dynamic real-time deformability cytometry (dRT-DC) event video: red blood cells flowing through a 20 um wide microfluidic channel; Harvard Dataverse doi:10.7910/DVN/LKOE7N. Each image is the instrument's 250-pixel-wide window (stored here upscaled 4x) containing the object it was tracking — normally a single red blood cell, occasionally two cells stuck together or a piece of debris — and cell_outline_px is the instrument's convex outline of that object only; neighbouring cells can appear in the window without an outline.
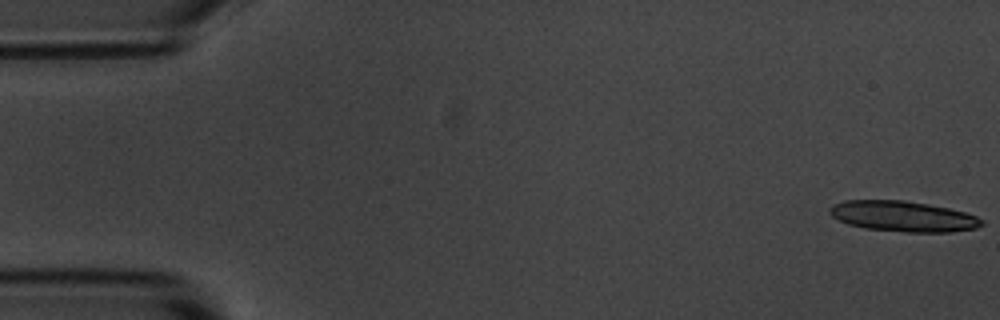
{"species": "common noctule bat (a hibernating species)", "species_latin": "Nyctalus noctula", "temperature_condition": "room temperature", "stored_images_in_passage": 11, "camera_frame_rate_fps": 3000, "um_per_image_px": 0.085, "animal": {"sex": "male", "body_mass_g": 20.1, "forearm_length_mm": 53.5}, "frame": {"image": 1, "passage_image": 1, "time_ms": 0.0, "image_size_px": [1000, 320], "cell_outline_px": [[984, 224], [976, 228], [952, 232], [904, 232], [864, 228], [848, 224], [832, 216], [828, 212], [828, 208], [832, 204], [844, 200], [904, 200], [928, 204], [948, 208], [964, 212], [976, 216], [984, 220]], "centroid_in_image_um": [76.74, 18.38], "position_along_channel_um": 8.3, "area_um2": 27.22}}
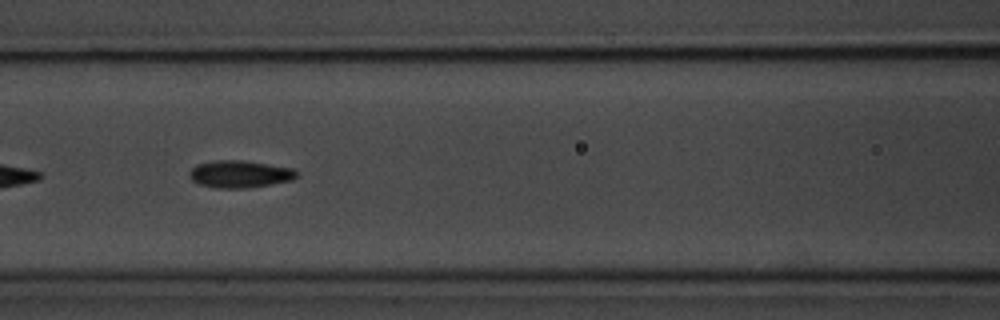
{"frame": {"image": 2, "passage_image": 7, "time_ms": 7.667, "image_size_px": [1000, 320], "cell_outline_px": [[300, 172], [292, 180], [244, 188], [216, 188], [200, 184], [192, 180], [188, 176], [188, 172], [196, 164], [216, 160], [240, 160], [292, 168]], "centroid_in_image_um": [20.34, 14.79], "position_along_channel_um": 146.3, "area_um2": 16.88}}
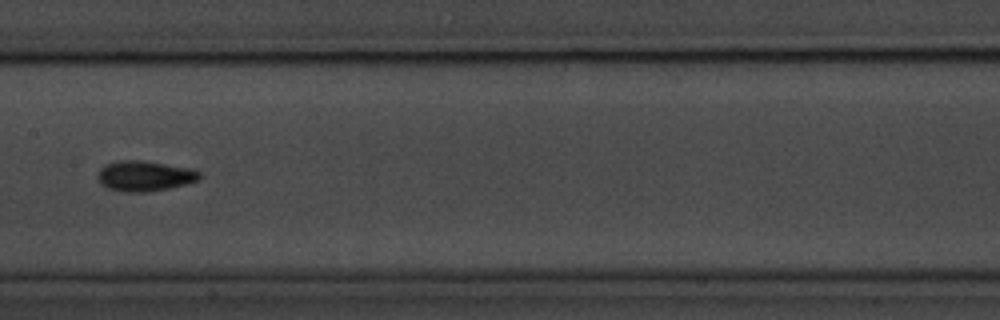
{"frame": {"image": 3, "passage_image": 8, "time_ms": 9.0, "image_size_px": [1000, 320], "cell_outline_px": [[200, 180], [168, 188], [144, 192], [128, 192], [108, 188], [100, 184], [96, 176], [100, 168], [104, 164], [120, 160], [136, 160], [192, 168], [200, 172]], "centroid_in_image_um": [12.26, 14.95], "position_along_channel_um": 195.1, "area_um2": 17.92}}